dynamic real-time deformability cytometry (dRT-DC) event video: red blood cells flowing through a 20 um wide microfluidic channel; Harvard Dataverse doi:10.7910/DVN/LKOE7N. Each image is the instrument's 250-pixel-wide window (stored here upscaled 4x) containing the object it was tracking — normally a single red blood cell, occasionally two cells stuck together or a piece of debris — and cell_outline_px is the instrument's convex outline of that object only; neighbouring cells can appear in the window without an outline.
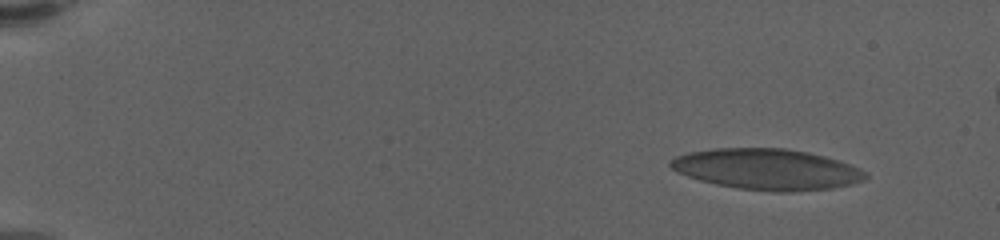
{"species": "human", "species_latin": "Homo sapiens", "temperature_condition": "warm", "stored_images_in_passage": 62, "camera_frame_rate_fps": 3000, "um_per_image_px": 0.085, "donor": {"sex": "female"}, "frame": {"image": 1, "passage_image": 6, "time_ms": 1.667, "image_size_px": [1000, 240], "cell_outline_px": [[868, 176], [864, 180], [852, 184], [832, 188], [792, 192], [776, 192], [736, 188], [716, 184], [700, 180], [676, 172], [668, 164], [676, 156], [692, 152], [716, 148], [784, 148], [808, 152], [824, 156], [860, 168], [868, 172]], "centroid_in_image_um": [65.22, 14.39], "position_along_channel_um": 19.8, "area_um2": 46.41}}
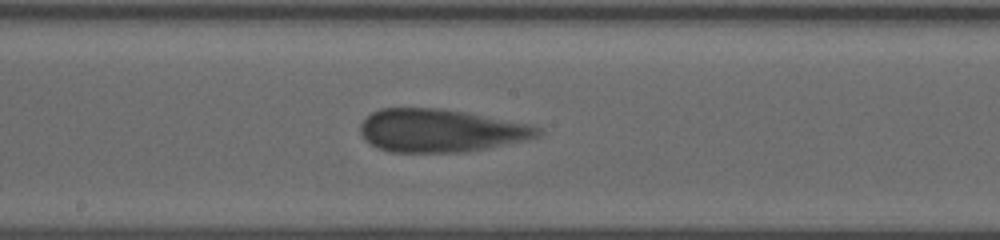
{"frame": {"image": 2, "passage_image": 35, "time_ms": 11.333, "image_size_px": [1000, 240], "cell_outline_px": [[540, 132], [536, 136], [524, 140], [484, 148], [456, 152], [392, 152], [376, 148], [364, 140], [360, 132], [360, 124], [372, 112], [380, 108], [436, 108], [464, 112], [528, 124], [540, 128]], "centroid_in_image_um": [37.35, 11.1], "position_along_channel_um": 210.9, "area_um2": 43.81}}
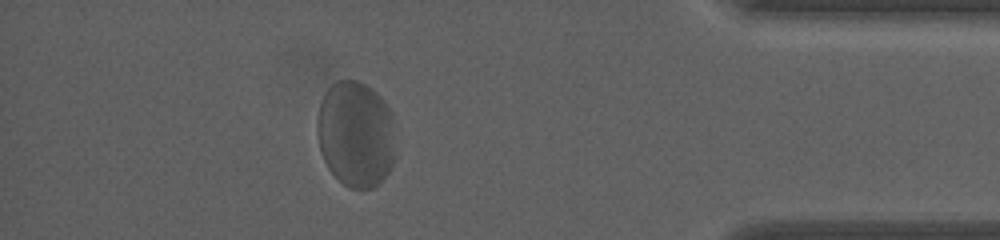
{"frame": {"image": 3, "passage_image": 55, "time_ms": 18.0, "image_size_px": [1000, 240], "cell_outline_px": [[396, 156], [392, 168], [372, 188], [348, 188], [328, 168], [320, 152], [316, 132], [316, 124], [320, 104], [328, 88], [332, 84], [340, 80], [356, 80], [372, 88], [384, 100], [392, 112]], "centroid_in_image_um": [30.25, 11.39], "position_along_channel_um": 404.9, "area_um2": 48.9}}